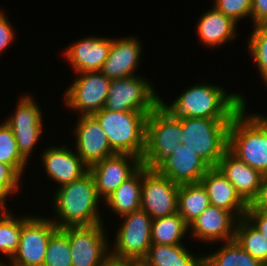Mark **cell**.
I'll use <instances>...</instances> for the list:
<instances>
[{
	"label": "cell",
	"instance_id": "cell-1",
	"mask_svg": "<svg viewBox=\"0 0 267 266\" xmlns=\"http://www.w3.org/2000/svg\"><path fill=\"white\" fill-rule=\"evenodd\" d=\"M169 105L161 98L162 106L176 118L232 119L245 105L242 94H228L213 84H196L185 89Z\"/></svg>",
	"mask_w": 267,
	"mask_h": 266
},
{
	"label": "cell",
	"instance_id": "cell-2",
	"mask_svg": "<svg viewBox=\"0 0 267 266\" xmlns=\"http://www.w3.org/2000/svg\"><path fill=\"white\" fill-rule=\"evenodd\" d=\"M53 206L58 229L103 224L99 213L100 196L93 175L88 171L78 180L58 187Z\"/></svg>",
	"mask_w": 267,
	"mask_h": 266
},
{
	"label": "cell",
	"instance_id": "cell-3",
	"mask_svg": "<svg viewBox=\"0 0 267 266\" xmlns=\"http://www.w3.org/2000/svg\"><path fill=\"white\" fill-rule=\"evenodd\" d=\"M245 107L230 122L228 149L264 174L267 173V125L255 113L249 115Z\"/></svg>",
	"mask_w": 267,
	"mask_h": 266
},
{
	"label": "cell",
	"instance_id": "cell-4",
	"mask_svg": "<svg viewBox=\"0 0 267 266\" xmlns=\"http://www.w3.org/2000/svg\"><path fill=\"white\" fill-rule=\"evenodd\" d=\"M151 112H114L103 108L93 116L104 130L115 153H126L142 159L146 147L147 118Z\"/></svg>",
	"mask_w": 267,
	"mask_h": 266
},
{
	"label": "cell",
	"instance_id": "cell-5",
	"mask_svg": "<svg viewBox=\"0 0 267 266\" xmlns=\"http://www.w3.org/2000/svg\"><path fill=\"white\" fill-rule=\"evenodd\" d=\"M231 120L181 118V143L211 167H217L228 149V130Z\"/></svg>",
	"mask_w": 267,
	"mask_h": 266
},
{
	"label": "cell",
	"instance_id": "cell-6",
	"mask_svg": "<svg viewBox=\"0 0 267 266\" xmlns=\"http://www.w3.org/2000/svg\"><path fill=\"white\" fill-rule=\"evenodd\" d=\"M181 137V118L174 117L160 103L147 118L142 165L154 169L164 158L172 155L180 145Z\"/></svg>",
	"mask_w": 267,
	"mask_h": 266
},
{
	"label": "cell",
	"instance_id": "cell-7",
	"mask_svg": "<svg viewBox=\"0 0 267 266\" xmlns=\"http://www.w3.org/2000/svg\"><path fill=\"white\" fill-rule=\"evenodd\" d=\"M152 86L140 75L111 80L104 108L114 112H152L161 103Z\"/></svg>",
	"mask_w": 267,
	"mask_h": 266
},
{
	"label": "cell",
	"instance_id": "cell-8",
	"mask_svg": "<svg viewBox=\"0 0 267 266\" xmlns=\"http://www.w3.org/2000/svg\"><path fill=\"white\" fill-rule=\"evenodd\" d=\"M121 223L110 256L117 259H144L152 245V219L143 209L121 216Z\"/></svg>",
	"mask_w": 267,
	"mask_h": 266
},
{
	"label": "cell",
	"instance_id": "cell-9",
	"mask_svg": "<svg viewBox=\"0 0 267 266\" xmlns=\"http://www.w3.org/2000/svg\"><path fill=\"white\" fill-rule=\"evenodd\" d=\"M64 92L65 106L80 116L93 115L105 106L111 80L101 71L77 73Z\"/></svg>",
	"mask_w": 267,
	"mask_h": 266
},
{
	"label": "cell",
	"instance_id": "cell-10",
	"mask_svg": "<svg viewBox=\"0 0 267 266\" xmlns=\"http://www.w3.org/2000/svg\"><path fill=\"white\" fill-rule=\"evenodd\" d=\"M50 219L33 215L22 224L19 247L4 266H43L50 237L58 229Z\"/></svg>",
	"mask_w": 267,
	"mask_h": 266
},
{
	"label": "cell",
	"instance_id": "cell-11",
	"mask_svg": "<svg viewBox=\"0 0 267 266\" xmlns=\"http://www.w3.org/2000/svg\"><path fill=\"white\" fill-rule=\"evenodd\" d=\"M72 266H100L110 256V246L103 224L67 227ZM109 246V247H108Z\"/></svg>",
	"mask_w": 267,
	"mask_h": 266
},
{
	"label": "cell",
	"instance_id": "cell-12",
	"mask_svg": "<svg viewBox=\"0 0 267 266\" xmlns=\"http://www.w3.org/2000/svg\"><path fill=\"white\" fill-rule=\"evenodd\" d=\"M178 190L179 184L143 166L141 209L152 220L178 213Z\"/></svg>",
	"mask_w": 267,
	"mask_h": 266
},
{
	"label": "cell",
	"instance_id": "cell-13",
	"mask_svg": "<svg viewBox=\"0 0 267 266\" xmlns=\"http://www.w3.org/2000/svg\"><path fill=\"white\" fill-rule=\"evenodd\" d=\"M14 114L4 121L14 133L21 155L28 161L42 131L43 117L38 103L31 95L18 99Z\"/></svg>",
	"mask_w": 267,
	"mask_h": 266
},
{
	"label": "cell",
	"instance_id": "cell-14",
	"mask_svg": "<svg viewBox=\"0 0 267 266\" xmlns=\"http://www.w3.org/2000/svg\"><path fill=\"white\" fill-rule=\"evenodd\" d=\"M141 166L139 157L115 153L90 166L89 172L93 175L98 195L105 200Z\"/></svg>",
	"mask_w": 267,
	"mask_h": 266
},
{
	"label": "cell",
	"instance_id": "cell-15",
	"mask_svg": "<svg viewBox=\"0 0 267 266\" xmlns=\"http://www.w3.org/2000/svg\"><path fill=\"white\" fill-rule=\"evenodd\" d=\"M78 119L73 133L76 137L75 151L88 167L115 154L104 130L93 115L78 116Z\"/></svg>",
	"mask_w": 267,
	"mask_h": 266
},
{
	"label": "cell",
	"instance_id": "cell-16",
	"mask_svg": "<svg viewBox=\"0 0 267 266\" xmlns=\"http://www.w3.org/2000/svg\"><path fill=\"white\" fill-rule=\"evenodd\" d=\"M211 168L200 156L180 143L172 155L164 158L154 169L179 185L200 182Z\"/></svg>",
	"mask_w": 267,
	"mask_h": 266
},
{
	"label": "cell",
	"instance_id": "cell-17",
	"mask_svg": "<svg viewBox=\"0 0 267 266\" xmlns=\"http://www.w3.org/2000/svg\"><path fill=\"white\" fill-rule=\"evenodd\" d=\"M238 219L227 210L210 205L189 225L190 234L201 242H228L234 240Z\"/></svg>",
	"mask_w": 267,
	"mask_h": 266
},
{
	"label": "cell",
	"instance_id": "cell-18",
	"mask_svg": "<svg viewBox=\"0 0 267 266\" xmlns=\"http://www.w3.org/2000/svg\"><path fill=\"white\" fill-rule=\"evenodd\" d=\"M42 152L41 159L45 173L50 179L56 181L59 187L78 180L89 171V167L77 152L66 145L48 147Z\"/></svg>",
	"mask_w": 267,
	"mask_h": 266
},
{
	"label": "cell",
	"instance_id": "cell-19",
	"mask_svg": "<svg viewBox=\"0 0 267 266\" xmlns=\"http://www.w3.org/2000/svg\"><path fill=\"white\" fill-rule=\"evenodd\" d=\"M136 37L112 38V44L101 72L110 80L135 76L138 69L142 43ZM135 73V74H134Z\"/></svg>",
	"mask_w": 267,
	"mask_h": 266
},
{
	"label": "cell",
	"instance_id": "cell-20",
	"mask_svg": "<svg viewBox=\"0 0 267 266\" xmlns=\"http://www.w3.org/2000/svg\"><path fill=\"white\" fill-rule=\"evenodd\" d=\"M112 38L90 36L73 42L64 55L76 73L100 71L107 59Z\"/></svg>",
	"mask_w": 267,
	"mask_h": 266
},
{
	"label": "cell",
	"instance_id": "cell-21",
	"mask_svg": "<svg viewBox=\"0 0 267 266\" xmlns=\"http://www.w3.org/2000/svg\"><path fill=\"white\" fill-rule=\"evenodd\" d=\"M200 182L205 187L212 206L231 212L238 220L245 217L249 204L217 167H211Z\"/></svg>",
	"mask_w": 267,
	"mask_h": 266
},
{
	"label": "cell",
	"instance_id": "cell-22",
	"mask_svg": "<svg viewBox=\"0 0 267 266\" xmlns=\"http://www.w3.org/2000/svg\"><path fill=\"white\" fill-rule=\"evenodd\" d=\"M217 168L248 204L258 196L262 174L236 157L229 149L223 154Z\"/></svg>",
	"mask_w": 267,
	"mask_h": 266
},
{
	"label": "cell",
	"instance_id": "cell-23",
	"mask_svg": "<svg viewBox=\"0 0 267 266\" xmlns=\"http://www.w3.org/2000/svg\"><path fill=\"white\" fill-rule=\"evenodd\" d=\"M197 24V36L202 45L209 47H220L227 41L234 40L237 36V23L225 16L214 6L200 16Z\"/></svg>",
	"mask_w": 267,
	"mask_h": 266
},
{
	"label": "cell",
	"instance_id": "cell-24",
	"mask_svg": "<svg viewBox=\"0 0 267 266\" xmlns=\"http://www.w3.org/2000/svg\"><path fill=\"white\" fill-rule=\"evenodd\" d=\"M143 165L105 200L106 206L120 217L141 209Z\"/></svg>",
	"mask_w": 267,
	"mask_h": 266
},
{
	"label": "cell",
	"instance_id": "cell-25",
	"mask_svg": "<svg viewBox=\"0 0 267 266\" xmlns=\"http://www.w3.org/2000/svg\"><path fill=\"white\" fill-rule=\"evenodd\" d=\"M188 250L184 245L152 244L143 260L149 266H204L203 256Z\"/></svg>",
	"mask_w": 267,
	"mask_h": 266
},
{
	"label": "cell",
	"instance_id": "cell-26",
	"mask_svg": "<svg viewBox=\"0 0 267 266\" xmlns=\"http://www.w3.org/2000/svg\"><path fill=\"white\" fill-rule=\"evenodd\" d=\"M177 204L178 214L188 225L211 205L207 191L201 182L179 185Z\"/></svg>",
	"mask_w": 267,
	"mask_h": 266
},
{
	"label": "cell",
	"instance_id": "cell-27",
	"mask_svg": "<svg viewBox=\"0 0 267 266\" xmlns=\"http://www.w3.org/2000/svg\"><path fill=\"white\" fill-rule=\"evenodd\" d=\"M189 225L178 214H172L152 220V244L158 245H183L185 234L188 233Z\"/></svg>",
	"mask_w": 267,
	"mask_h": 266
},
{
	"label": "cell",
	"instance_id": "cell-28",
	"mask_svg": "<svg viewBox=\"0 0 267 266\" xmlns=\"http://www.w3.org/2000/svg\"><path fill=\"white\" fill-rule=\"evenodd\" d=\"M204 266H267L252 258L235 240L224 242L215 252L203 256Z\"/></svg>",
	"mask_w": 267,
	"mask_h": 266
},
{
	"label": "cell",
	"instance_id": "cell-29",
	"mask_svg": "<svg viewBox=\"0 0 267 266\" xmlns=\"http://www.w3.org/2000/svg\"><path fill=\"white\" fill-rule=\"evenodd\" d=\"M234 240L252 258L267 265V239L245 217L237 221Z\"/></svg>",
	"mask_w": 267,
	"mask_h": 266
},
{
	"label": "cell",
	"instance_id": "cell-30",
	"mask_svg": "<svg viewBox=\"0 0 267 266\" xmlns=\"http://www.w3.org/2000/svg\"><path fill=\"white\" fill-rule=\"evenodd\" d=\"M6 208V206H0V251L11 259L19 247L22 224L30 216L25 215L22 218H17Z\"/></svg>",
	"mask_w": 267,
	"mask_h": 266
},
{
	"label": "cell",
	"instance_id": "cell-31",
	"mask_svg": "<svg viewBox=\"0 0 267 266\" xmlns=\"http://www.w3.org/2000/svg\"><path fill=\"white\" fill-rule=\"evenodd\" d=\"M0 162L9 164L21 177L28 164L19 152L13 131L4 122L0 125Z\"/></svg>",
	"mask_w": 267,
	"mask_h": 266
},
{
	"label": "cell",
	"instance_id": "cell-32",
	"mask_svg": "<svg viewBox=\"0 0 267 266\" xmlns=\"http://www.w3.org/2000/svg\"><path fill=\"white\" fill-rule=\"evenodd\" d=\"M43 266H72L68 235L57 229L50 237Z\"/></svg>",
	"mask_w": 267,
	"mask_h": 266
},
{
	"label": "cell",
	"instance_id": "cell-33",
	"mask_svg": "<svg viewBox=\"0 0 267 266\" xmlns=\"http://www.w3.org/2000/svg\"><path fill=\"white\" fill-rule=\"evenodd\" d=\"M248 50L267 86V23L255 25L248 38Z\"/></svg>",
	"mask_w": 267,
	"mask_h": 266
},
{
	"label": "cell",
	"instance_id": "cell-34",
	"mask_svg": "<svg viewBox=\"0 0 267 266\" xmlns=\"http://www.w3.org/2000/svg\"><path fill=\"white\" fill-rule=\"evenodd\" d=\"M214 7L238 23L249 16L252 19V0H214Z\"/></svg>",
	"mask_w": 267,
	"mask_h": 266
},
{
	"label": "cell",
	"instance_id": "cell-35",
	"mask_svg": "<svg viewBox=\"0 0 267 266\" xmlns=\"http://www.w3.org/2000/svg\"><path fill=\"white\" fill-rule=\"evenodd\" d=\"M20 180L21 176L9 164L0 162V206H6L7 196L20 191Z\"/></svg>",
	"mask_w": 267,
	"mask_h": 266
},
{
	"label": "cell",
	"instance_id": "cell-36",
	"mask_svg": "<svg viewBox=\"0 0 267 266\" xmlns=\"http://www.w3.org/2000/svg\"><path fill=\"white\" fill-rule=\"evenodd\" d=\"M245 218L267 239V211L249 204Z\"/></svg>",
	"mask_w": 267,
	"mask_h": 266
},
{
	"label": "cell",
	"instance_id": "cell-37",
	"mask_svg": "<svg viewBox=\"0 0 267 266\" xmlns=\"http://www.w3.org/2000/svg\"><path fill=\"white\" fill-rule=\"evenodd\" d=\"M12 24L4 12L0 15V55L10 46L15 37Z\"/></svg>",
	"mask_w": 267,
	"mask_h": 266
},
{
	"label": "cell",
	"instance_id": "cell-38",
	"mask_svg": "<svg viewBox=\"0 0 267 266\" xmlns=\"http://www.w3.org/2000/svg\"><path fill=\"white\" fill-rule=\"evenodd\" d=\"M252 23H267V0H252Z\"/></svg>",
	"mask_w": 267,
	"mask_h": 266
},
{
	"label": "cell",
	"instance_id": "cell-39",
	"mask_svg": "<svg viewBox=\"0 0 267 266\" xmlns=\"http://www.w3.org/2000/svg\"><path fill=\"white\" fill-rule=\"evenodd\" d=\"M251 205L267 211V173L262 174L259 194Z\"/></svg>",
	"mask_w": 267,
	"mask_h": 266
},
{
	"label": "cell",
	"instance_id": "cell-40",
	"mask_svg": "<svg viewBox=\"0 0 267 266\" xmlns=\"http://www.w3.org/2000/svg\"><path fill=\"white\" fill-rule=\"evenodd\" d=\"M100 266H130V260L109 256Z\"/></svg>",
	"mask_w": 267,
	"mask_h": 266
},
{
	"label": "cell",
	"instance_id": "cell-41",
	"mask_svg": "<svg viewBox=\"0 0 267 266\" xmlns=\"http://www.w3.org/2000/svg\"><path fill=\"white\" fill-rule=\"evenodd\" d=\"M130 266H149L143 259L130 260Z\"/></svg>",
	"mask_w": 267,
	"mask_h": 266
},
{
	"label": "cell",
	"instance_id": "cell-42",
	"mask_svg": "<svg viewBox=\"0 0 267 266\" xmlns=\"http://www.w3.org/2000/svg\"><path fill=\"white\" fill-rule=\"evenodd\" d=\"M257 116L267 125V116H263L262 114H257Z\"/></svg>",
	"mask_w": 267,
	"mask_h": 266
},
{
	"label": "cell",
	"instance_id": "cell-43",
	"mask_svg": "<svg viewBox=\"0 0 267 266\" xmlns=\"http://www.w3.org/2000/svg\"><path fill=\"white\" fill-rule=\"evenodd\" d=\"M5 264H6L5 261L2 262V260H0V266H4Z\"/></svg>",
	"mask_w": 267,
	"mask_h": 266
}]
</instances>
